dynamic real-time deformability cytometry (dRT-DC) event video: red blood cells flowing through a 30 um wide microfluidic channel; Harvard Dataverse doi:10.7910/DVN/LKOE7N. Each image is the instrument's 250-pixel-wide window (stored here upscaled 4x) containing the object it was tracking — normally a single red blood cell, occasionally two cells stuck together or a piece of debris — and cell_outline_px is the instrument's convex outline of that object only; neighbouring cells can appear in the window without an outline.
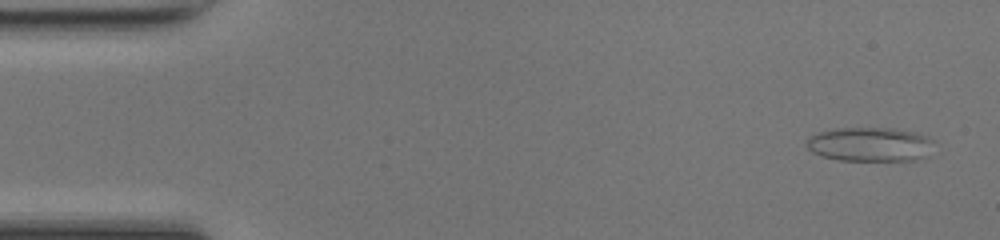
{"species": "common noctule bat (a hibernating species)", "species_latin": "Nyctalus noctula", "temperature_condition": "room temperature", "stored_images_in_passage": 48, "camera_frame_rate_fps": 3000, "um_per_image_px": 0.085, "animal": {"sex": "female", "body_mass_g": 17.0, "forearm_length_mm": 48.0}, "frame": {"image": 1, "passage_image": 2, "time_ms": 0.333, "image_size_px": [1000, 240], "cell_outline_px": [[936, 140], [928, 156], [916, 160], [840, 160], [820, 156], [812, 152], [804, 144], [812, 136], [820, 132], [832, 128], [892, 128], [912, 132]], "centroid_in_image_um": [73.96, 12.27], "position_along_channel_um": 11.0, "area_um2": 25.43}}
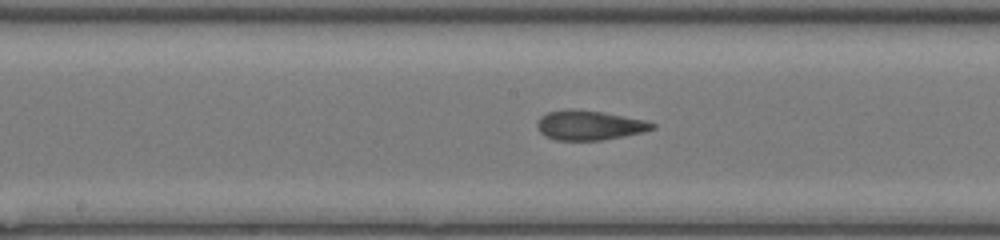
{"frame": {"image": 2, "passage_image": 24, "time_ms": 7.667, "image_size_px": [1000, 240], "cell_outline_px": [[656, 128], [644, 132], [604, 140], [556, 140], [544, 136], [540, 132], [536, 124], [540, 116], [548, 112], [600, 112], [624, 116], [644, 120], [656, 124]], "centroid_in_image_um": [50.14, 10.7], "position_along_channel_um": 198.1, "area_um2": 19.13}}
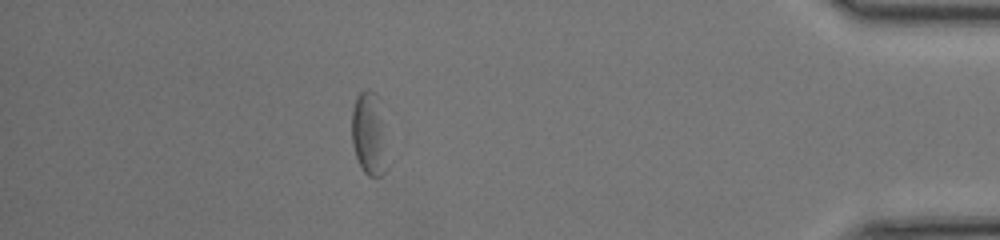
{"frame": {"image": 3, "passage_image": 42, "time_ms": 13.667, "image_size_px": [1000, 240], "cell_outline_px": [[388, 168], [380, 176], [368, 176], [360, 168], [352, 144], [352, 108], [356, 96], [360, 92], [368, 88], [376, 92]], "centroid_in_image_um": [31.32, 11.41], "position_along_channel_um": 403.9, "area_um2": 16.82}, "authors_computed_cell_mechanics": {"area_um2": 19.652, "velocity_mm_per_s": 4.2651, "shape_relaxation_time_tau1_ms": 3.0833, "shape_relaxation_time_tau2_ms": 1.5963, "deformation_change_tau1": 0.129, "deformation_change_tau2": 0.1109}}